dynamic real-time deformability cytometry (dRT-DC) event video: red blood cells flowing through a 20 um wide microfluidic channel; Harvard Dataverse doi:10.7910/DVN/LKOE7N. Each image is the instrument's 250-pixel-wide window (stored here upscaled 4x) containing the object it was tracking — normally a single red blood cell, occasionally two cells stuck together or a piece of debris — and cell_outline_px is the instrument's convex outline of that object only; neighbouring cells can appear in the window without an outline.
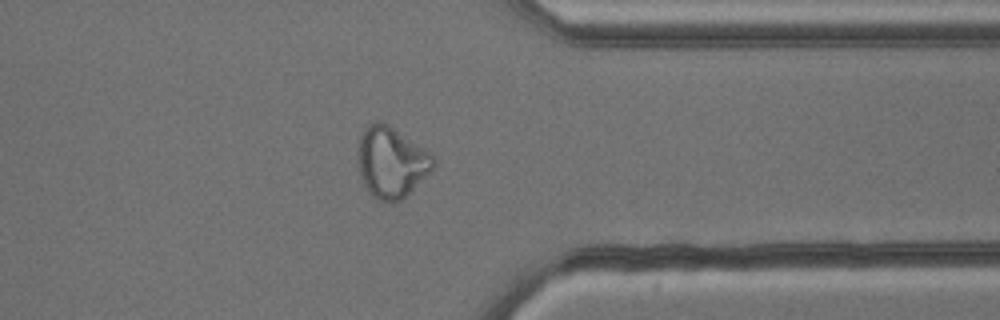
{"species": "common noctule bat (a hibernating species)", "species_latin": "Nyctalus noctula", "temperature_condition": "cold", "stored_images_in_passage": 41, "camera_frame_rate_fps": 3000, "um_per_image_px": 0.085, "animal": {"sex": "male", "body_mass_g": 13.3}, "frame": {"image": 1, "passage_image": 30, "time_ms": 9.667, "image_size_px": [1000, 320], "cell_outline_px": [[436, 164], [400, 200], [376, 200], [368, 192], [360, 176], [360, 136], [364, 128], [368, 124], [376, 120], [380, 120], [388, 124], [432, 152], [436, 160]], "centroid_in_image_um": [33.28, 13.73], "position_along_channel_um": 378.1, "area_um2": 30.58}}